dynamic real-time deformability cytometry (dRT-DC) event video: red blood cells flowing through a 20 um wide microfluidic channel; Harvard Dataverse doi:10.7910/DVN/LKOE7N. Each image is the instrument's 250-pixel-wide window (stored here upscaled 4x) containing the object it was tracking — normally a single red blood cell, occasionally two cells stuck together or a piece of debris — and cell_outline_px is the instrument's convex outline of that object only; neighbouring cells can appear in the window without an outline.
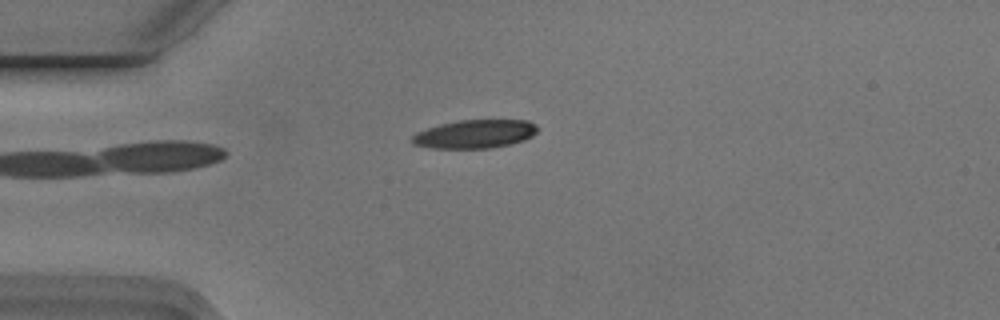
{"species": "Egyptian fruit bat (a non-hibernating species)", "species_latin": "Rousettus aegyptiacus", "temperature_condition": "cold", "stored_images_in_passage": 3, "camera_frame_rate_fps": 3000, "um_per_image_px": 0.085, "animal": {"sex": "male"}, "frame": {"image": 1, "passage_image": 3, "time_ms": 0.667, "image_size_px": [1000, 320], "cell_outline_px": [[540, 128], [532, 136], [524, 140], [492, 148], [432, 148], [412, 144], [408, 140], [416, 132], [440, 124], [460, 120], [528, 120], [536, 124]], "centroid_in_image_um": [40.35, 11.39], "position_along_channel_um": 44.6, "area_um2": 20.92}}